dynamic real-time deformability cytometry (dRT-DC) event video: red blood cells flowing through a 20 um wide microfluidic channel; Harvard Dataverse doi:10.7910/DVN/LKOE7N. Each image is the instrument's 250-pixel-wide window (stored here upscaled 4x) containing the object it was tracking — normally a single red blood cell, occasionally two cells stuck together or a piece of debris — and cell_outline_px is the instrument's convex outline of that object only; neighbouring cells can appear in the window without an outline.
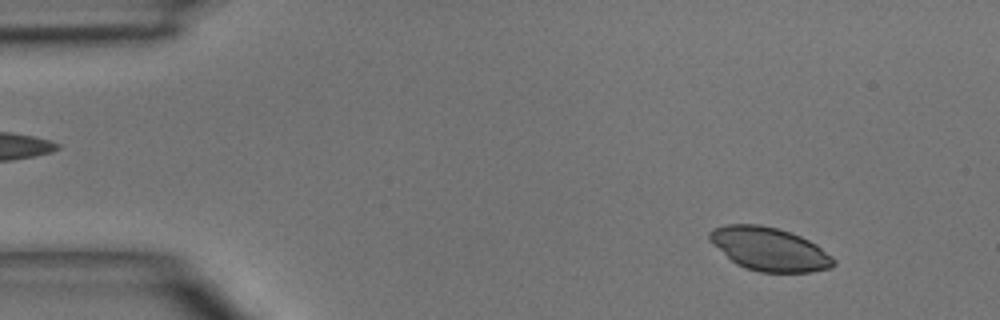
{"species": "common noctule bat (a hibernating species)", "species_latin": "Nyctalus noctula", "temperature_condition": "room temperature", "stored_images_in_passage": 3, "camera_frame_rate_fps": 3000, "um_per_image_px": 0.085, "animal": {"sex": "male", "body_mass_g": 15.6}, "frame": {"image": 1, "passage_image": 1, "time_ms": 0.0, "image_size_px": [1000, 320], "cell_outline_px": [[836, 264], [828, 268], [812, 272], [760, 272], [744, 268], [736, 264], [708, 240], [708, 232], [712, 228], [728, 224], [760, 224], [776, 228], [800, 236], [816, 244], [832, 256], [836, 260]], "centroid_in_image_um": [65.37, 21.17], "position_along_channel_um": 19.6, "area_um2": 31.33}}